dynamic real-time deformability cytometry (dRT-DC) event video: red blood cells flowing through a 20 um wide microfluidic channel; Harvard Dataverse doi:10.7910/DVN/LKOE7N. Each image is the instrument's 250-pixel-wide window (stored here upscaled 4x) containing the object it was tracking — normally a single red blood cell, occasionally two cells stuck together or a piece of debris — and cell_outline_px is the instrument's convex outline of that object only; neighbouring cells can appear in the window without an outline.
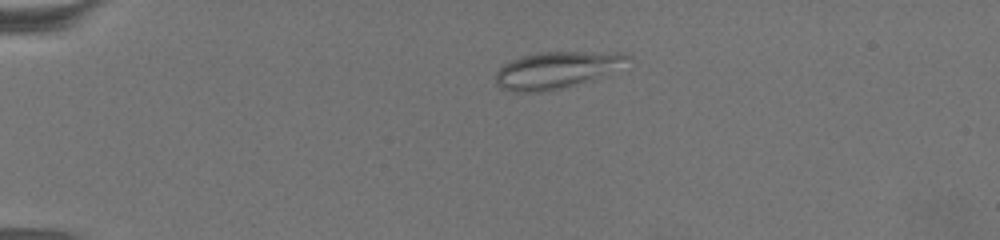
{"species": "common noctule bat (a hibernating species)", "species_latin": "Nyctalus noctula", "temperature_condition": "warm", "stored_images_in_passage": 23, "camera_frame_rate_fps": 3000, "um_per_image_px": 0.085, "animal": {"sex": "female", "body_mass_g": 19.5, "forearm_length_mm": 54.1}, "frame": {"image": 1, "passage_image": 4, "time_ms": 1.0, "image_size_px": [1000, 240], "cell_outline_px": [[632, 56], [584, 80], [560, 88], [540, 92], [512, 92], [500, 88], [496, 84], [496, 72], [504, 64], [512, 60], [536, 52], [628, 52]], "centroid_in_image_um": [47.08, 5.93], "position_along_channel_um": 37.9, "area_um2": 26.7}}
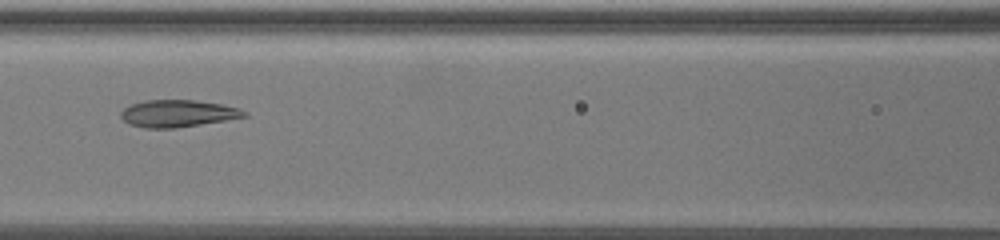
{"frame": {"image": 2, "passage_image": 19, "time_ms": 6.0, "image_size_px": [1000, 240], "cell_outline_px": [[248, 116], [176, 128], [144, 128], [128, 124], [120, 116], [120, 112], [128, 104], [144, 100], [192, 100], [220, 104], [240, 108], [248, 112]], "centroid_in_image_um": [15.07, 9.64], "position_along_channel_um": 151.5, "area_um2": 19.54}}
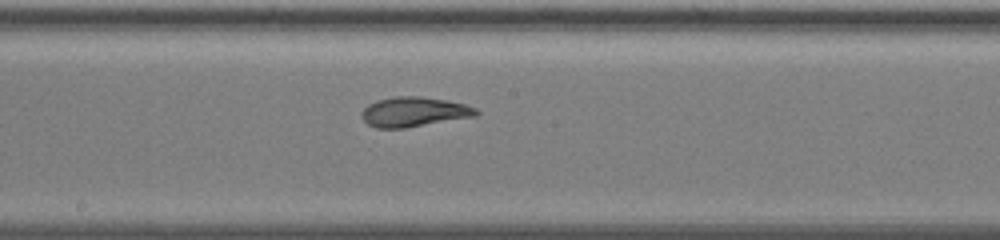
{"frame": {"image": 3, "passage_image": 23, "time_ms": 7.333, "image_size_px": [1000, 240], "cell_outline_px": [[480, 112], [476, 116], [404, 128], [376, 128], [368, 124], [360, 116], [360, 112], [368, 104], [376, 100], [392, 96], [420, 96], [444, 100], [464, 104], [476, 108]], "centroid_in_image_um": [35.15, 9.5], "position_along_channel_um": 213.1, "area_um2": 19.88}}